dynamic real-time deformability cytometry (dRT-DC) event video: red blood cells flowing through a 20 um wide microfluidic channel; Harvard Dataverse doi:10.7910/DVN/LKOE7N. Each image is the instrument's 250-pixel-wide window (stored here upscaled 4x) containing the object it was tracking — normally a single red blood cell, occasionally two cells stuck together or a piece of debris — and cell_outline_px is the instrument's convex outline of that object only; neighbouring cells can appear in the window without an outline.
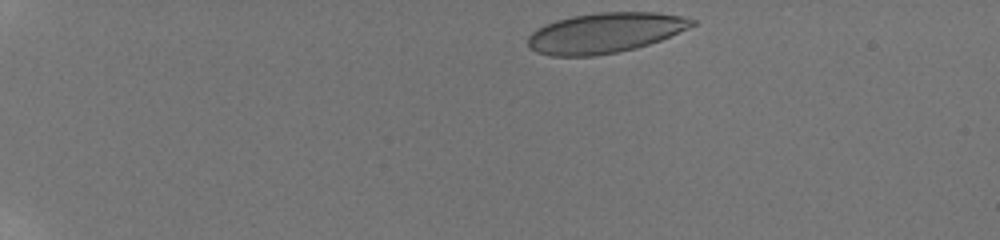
{"species": "human", "species_latin": "Homo sapiens", "temperature_condition": "room temperature", "stored_images_in_passage": 80, "camera_frame_rate_fps": 3000, "um_per_image_px": 0.085, "donor": {"sex": "male"}, "frame": {"image": 1, "passage_image": 1, "time_ms": 0.0, "image_size_px": [1000, 240], "cell_outline_px": [[696, 24], [688, 28], [660, 40], [636, 48], [596, 56], [552, 56], [536, 52], [528, 48], [528, 36], [532, 32], [544, 24], [556, 20], [572, 16], [596, 12], [656, 12], [680, 16], [696, 20]], "centroid_in_image_um": [51.39, 2.79], "position_along_channel_um": 33.6, "area_um2": 38.44}}
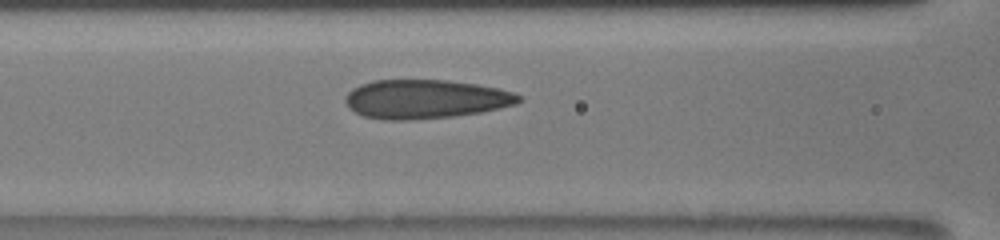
{"frame": {"image": 2, "passage_image": 38, "time_ms": 5.333, "image_size_px": [1000, 240], "cell_outline_px": [[520, 100], [516, 104], [500, 108], [480, 112], [452, 116], [408, 120], [384, 120], [364, 116], [348, 108], [344, 100], [344, 96], [352, 88], [360, 84], [372, 80], [444, 80], [476, 84], [496, 88], [512, 92], [520, 96]], "centroid_in_image_um": [36.09, 8.42], "position_along_channel_um": 130.5, "area_um2": 39.25}}
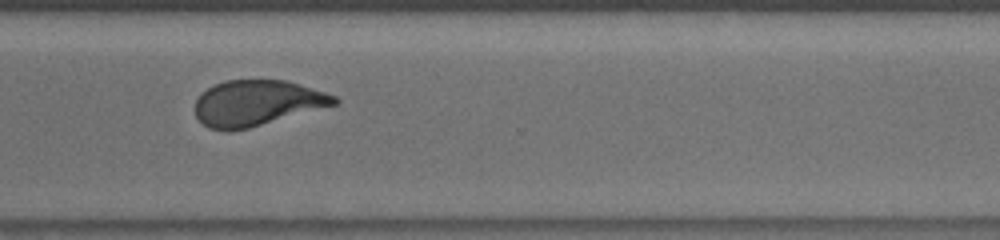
{"frame": {"image": 3, "passage_image": 64, "time_ms": 11.0, "image_size_px": [1000, 240], "cell_outline_px": [[340, 100], [336, 104], [248, 128], [228, 132], [208, 128], [196, 116], [196, 100], [200, 92], [224, 80], [288, 80], [336, 96]], "centroid_in_image_um": [21.81, 8.75], "position_along_channel_um": 348.8, "area_um2": 36.82}, "authors_computed_cell_mechanics": {"area_um2": 38.2636, "velocity_mm_per_s": 3.8629, "shape_relaxation_time_tau1_ms": 5.7366, "shape_relaxation_time_tau2_ms": 0.7874, "deformation_change_tau1": 0.1971, "deformation_change_tau2": 0.0589}}